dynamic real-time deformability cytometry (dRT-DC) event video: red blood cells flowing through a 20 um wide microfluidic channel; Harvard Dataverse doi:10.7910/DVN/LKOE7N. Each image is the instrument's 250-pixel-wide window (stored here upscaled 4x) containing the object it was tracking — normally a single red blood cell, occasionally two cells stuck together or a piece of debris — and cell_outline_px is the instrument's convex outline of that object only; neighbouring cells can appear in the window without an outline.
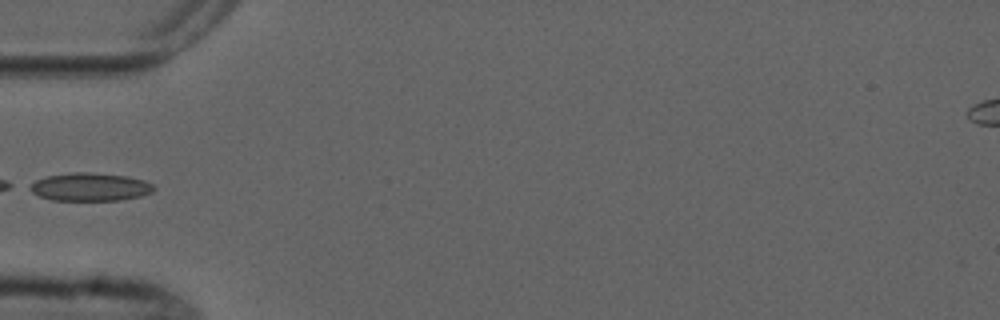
{"species": "common noctule bat (a hibernating species)", "species_latin": "Nyctalus noctula", "temperature_condition": "cold", "stored_images_in_passage": 5, "camera_frame_rate_fps": 3000, "um_per_image_px": 0.085, "animal": {"sex": "male", "forearm_length_mm": 52.5}, "frame": {"image": 1, "passage_image": 5, "time_ms": 4.667, "image_size_px": [1000, 320], "cell_outline_px": [[156, 188], [152, 192], [140, 196], [120, 200], [52, 200], [40, 196], [24, 188], [28, 184], [36, 180], [48, 176], [72, 172], [92, 172], [128, 176], [144, 180], [152, 184]], "centroid_in_image_um": [7.62, 15.88], "position_along_channel_um": 77.4, "area_um2": 20.46}}